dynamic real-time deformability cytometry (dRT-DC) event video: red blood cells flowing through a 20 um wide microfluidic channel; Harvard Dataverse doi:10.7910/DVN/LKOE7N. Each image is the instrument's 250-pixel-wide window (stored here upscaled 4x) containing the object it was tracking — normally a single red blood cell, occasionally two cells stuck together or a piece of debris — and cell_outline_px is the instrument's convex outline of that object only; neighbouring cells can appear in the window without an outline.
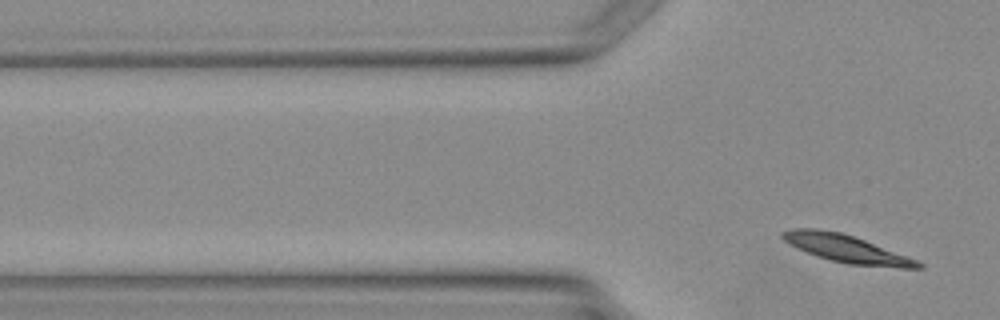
{"species": "Egyptian fruit bat (a non-hibernating species)", "species_latin": "Rousettus aegyptiacus", "temperature_condition": "warm", "stored_images_in_passage": 5, "segment_of_instrument_passage": [2, 2], "camera_frame_rate_fps": 3000, "um_per_image_px": 0.085, "animal": {"sex": "female"}, "frame": {"image": 1, "passage_image": 5, "time_ms": 5.667, "image_size_px": [1000, 320], "cell_outline_px": [[924, 268], [900, 268], [848, 264], [816, 256], [788, 244], [780, 236], [780, 232], [792, 228], [816, 228], [840, 232], [864, 240], [916, 260], [924, 264]], "centroid_in_image_um": [71.89, 21.14], "position_along_channel_um": 53.9, "area_um2": 21.62}}